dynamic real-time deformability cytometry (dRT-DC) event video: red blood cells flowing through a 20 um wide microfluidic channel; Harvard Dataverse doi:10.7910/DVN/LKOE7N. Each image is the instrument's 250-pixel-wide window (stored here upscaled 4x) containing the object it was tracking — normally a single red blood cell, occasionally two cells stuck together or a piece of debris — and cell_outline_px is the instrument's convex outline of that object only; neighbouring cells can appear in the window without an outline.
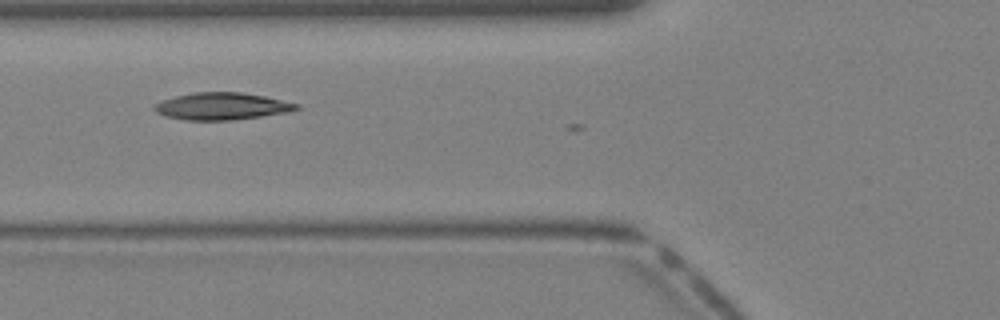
{"species": "Egyptian fruit bat (a non-hibernating species)", "species_latin": "Rousettus aegyptiacus", "temperature_condition": "warm", "stored_images_in_passage": 5, "camera_frame_rate_fps": 3000, "um_per_image_px": 0.085, "animal": {"sex": "female"}, "frame": {"image": 1, "passage_image": 4, "time_ms": 1.0, "image_size_px": [1000, 320], "cell_outline_px": [[300, 108], [284, 112], [260, 116], [232, 120], [184, 120], [164, 116], [156, 112], [152, 108], [156, 104], [164, 100], [176, 96], [196, 92], [240, 92], [264, 96], [300, 104]], "centroid_in_image_um": [18.83, 9.03], "position_along_channel_um": 107.0, "area_um2": 22.2}}